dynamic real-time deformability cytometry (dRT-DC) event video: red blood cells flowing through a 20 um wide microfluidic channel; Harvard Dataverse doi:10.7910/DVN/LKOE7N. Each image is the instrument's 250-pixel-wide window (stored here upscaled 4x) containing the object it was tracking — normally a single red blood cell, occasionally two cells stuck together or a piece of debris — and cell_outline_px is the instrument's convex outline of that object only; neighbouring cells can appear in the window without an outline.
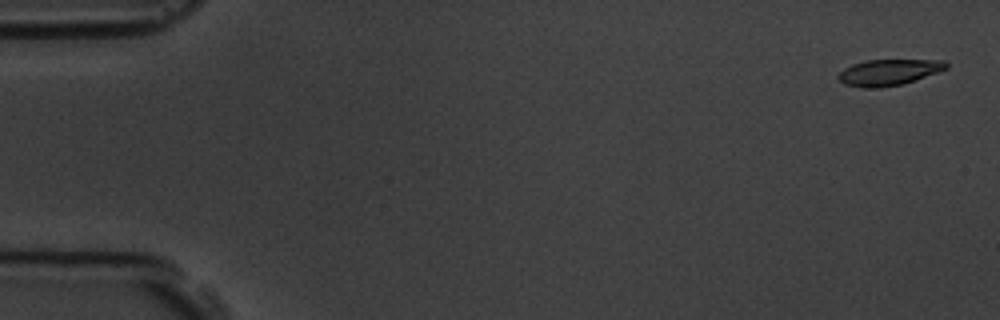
{"species": "common noctule bat (a hibernating species)", "species_latin": "Nyctalus noctula", "temperature_condition": "room temperature", "stored_images_in_passage": 6, "camera_frame_rate_fps": 3000, "um_per_image_px": 0.085, "animal": {"sex": "male", "body_mass_g": 19.5, "forearm_length_mm": 54.6}, "frame": {"image": 1, "passage_image": 1, "time_ms": 0.0, "image_size_px": [1000, 320], "cell_outline_px": [[948, 68], [904, 84], [880, 88], [860, 88], [844, 84], [836, 76], [844, 68], [852, 64], [868, 60], [944, 60], [948, 64]], "centroid_in_image_um": [75.52, 6.16], "position_along_channel_um": 9.5, "area_um2": 16.47}}
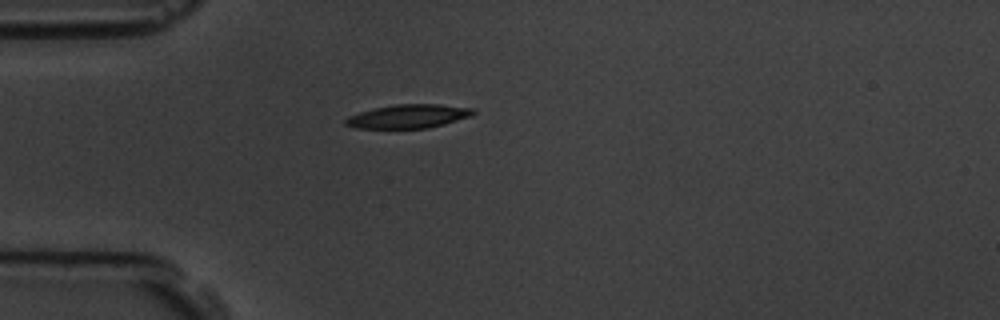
{"frame": {"image": 2, "passage_image": 5, "time_ms": 4.667, "image_size_px": [1000, 320], "cell_outline_px": [[476, 112], [472, 116], [444, 124], [428, 128], [356, 128], [344, 124], [344, 120], [348, 116], [360, 112], [376, 108], [396, 104], [440, 104], [472, 108]], "centroid_in_image_um": [34.73, 9.88], "position_along_channel_um": 50.3, "area_um2": 17.57}}